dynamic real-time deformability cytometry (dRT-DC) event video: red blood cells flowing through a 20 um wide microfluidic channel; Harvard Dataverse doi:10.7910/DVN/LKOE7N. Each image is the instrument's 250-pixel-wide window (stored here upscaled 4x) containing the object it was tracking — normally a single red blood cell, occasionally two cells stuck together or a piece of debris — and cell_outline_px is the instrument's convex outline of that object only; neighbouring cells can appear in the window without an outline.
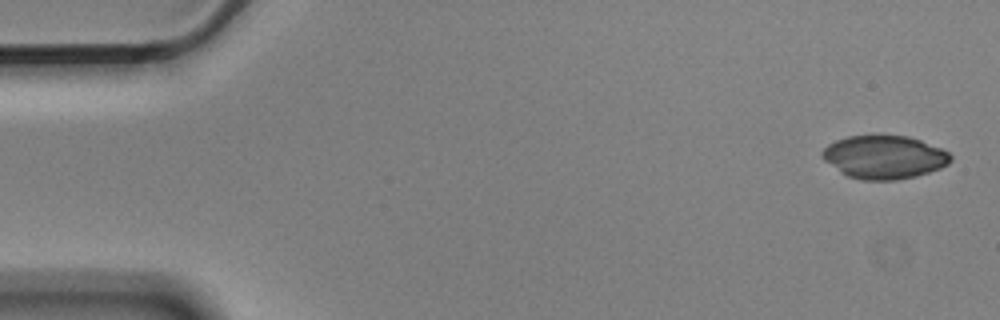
{"species": "Egyptian fruit bat (a non-hibernating species)", "species_latin": "Rousettus aegyptiacus", "temperature_condition": "cold", "stored_images_in_passage": 5, "camera_frame_rate_fps": 3000, "um_per_image_px": 0.085, "animal": {"sex": "male"}, "frame": {"image": 1, "passage_image": 1, "time_ms": 0.0, "image_size_px": [1000, 320], "cell_outline_px": [[952, 160], [948, 164], [940, 168], [916, 176], [896, 180], [860, 180], [848, 176], [840, 172], [824, 160], [820, 156], [820, 152], [828, 144], [836, 140], [848, 136], [908, 136], [920, 140], [940, 148], [948, 152], [952, 156]], "centroid_in_image_um": [75.14, 13.36], "position_along_channel_um": 9.9, "area_um2": 32.31}}
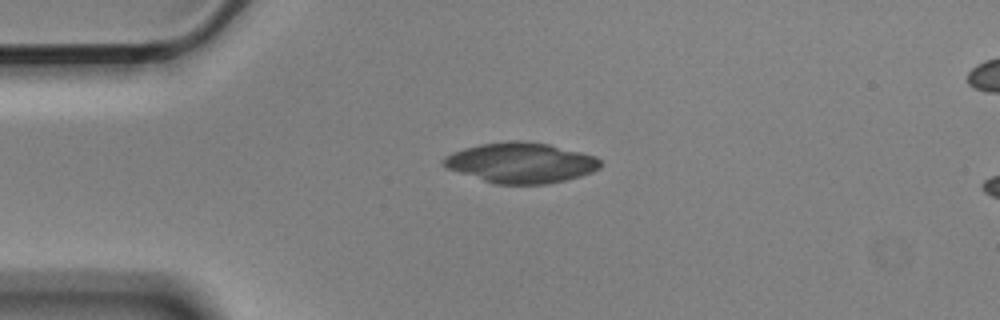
{"frame": {"image": 2, "passage_image": 4, "time_ms": 1.0, "image_size_px": [1000, 320], "cell_outline_px": [[600, 168], [592, 172], [580, 176], [548, 184], [496, 184], [448, 168], [440, 164], [440, 160], [444, 156], [452, 152], [464, 148], [480, 144], [508, 140], [520, 140], [548, 144], [596, 156], [600, 160]], "centroid_in_image_um": [44.26, 13.82], "position_along_channel_um": 40.7, "area_um2": 36.76}}